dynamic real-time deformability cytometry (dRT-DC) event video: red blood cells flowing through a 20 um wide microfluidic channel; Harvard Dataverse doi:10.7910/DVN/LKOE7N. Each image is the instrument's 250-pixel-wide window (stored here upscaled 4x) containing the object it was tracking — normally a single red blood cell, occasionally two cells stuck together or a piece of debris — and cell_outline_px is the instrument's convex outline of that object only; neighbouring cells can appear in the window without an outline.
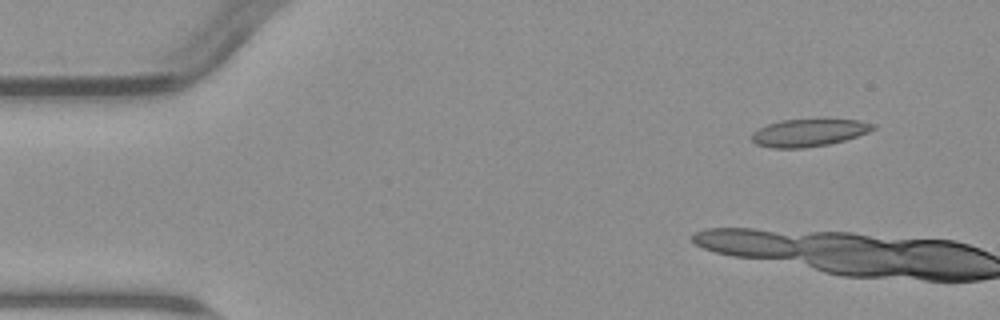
{"species": "common noctule bat (a hibernating species)", "species_latin": "Nyctalus noctula", "temperature_condition": "warm", "stored_images_in_passage": 7, "camera_frame_rate_fps": 3000, "um_per_image_px": 0.085, "animal": {"sex": "male", "body_mass_g": 23.1, "forearm_length_mm": 52.7}, "frame": {"image": 1, "passage_image": 1, "time_ms": 0.0, "image_size_px": [1000, 320], "cell_outline_px": [[876, 128], [868, 132], [844, 140], [828, 144], [804, 148], [772, 148], [756, 144], [752, 140], [752, 132], [768, 124], [780, 120], [824, 116], [860, 120], [876, 124]], "centroid_in_image_um": [68.8, 11.22], "position_along_channel_um": 16.2, "area_um2": 20.35}}